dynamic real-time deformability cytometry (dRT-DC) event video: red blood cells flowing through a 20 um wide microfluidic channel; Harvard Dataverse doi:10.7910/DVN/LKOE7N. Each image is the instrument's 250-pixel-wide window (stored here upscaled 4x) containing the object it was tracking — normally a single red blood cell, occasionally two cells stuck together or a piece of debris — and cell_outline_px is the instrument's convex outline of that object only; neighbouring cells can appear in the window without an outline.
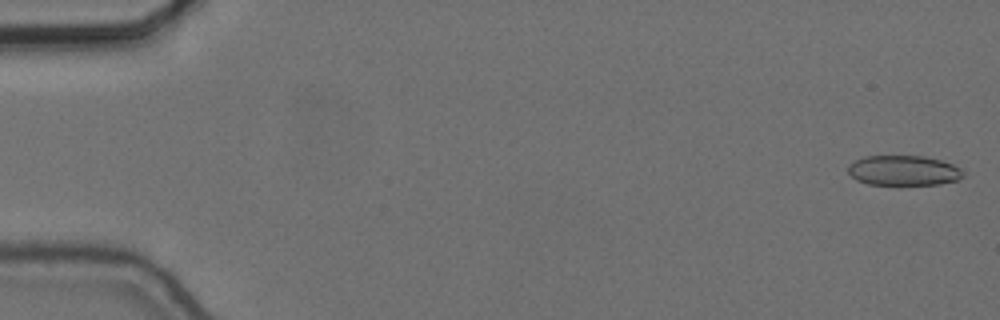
{"species": "common noctule bat (a hibernating species)", "species_latin": "Nyctalus noctula", "temperature_condition": "cold", "stored_images_in_passage": 21, "camera_frame_rate_fps": 3000, "um_per_image_px": 0.085, "animal": {"sex": "female", "body_mass_g": 24.6, "forearm_length_mm": 56.2}, "frame": {"image": 1, "passage_image": 1, "time_ms": 0.0, "image_size_px": [1000, 320], "cell_outline_px": [[964, 176], [956, 180], [940, 184], [868, 184], [856, 180], [848, 172], [848, 164], [864, 156], [924, 156], [940, 160], [952, 164], [960, 168], [964, 172]], "centroid_in_image_um": [76.79, 14.49], "position_along_channel_um": 8.2, "area_um2": 20.06}}
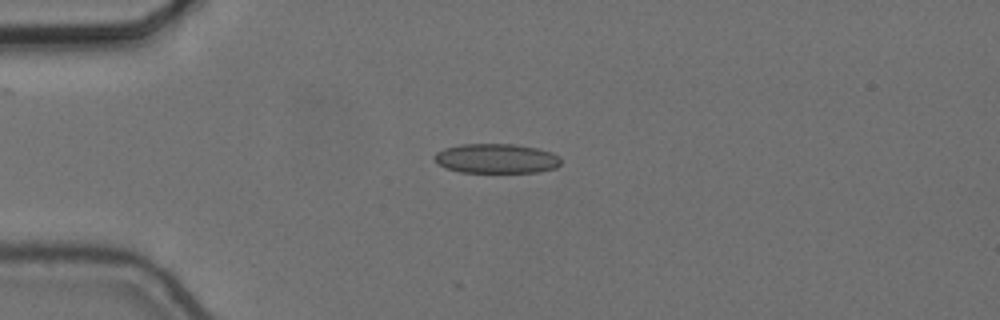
{"frame": {"image": 2, "passage_image": 14, "time_ms": 4.333, "image_size_px": [1000, 320], "cell_outline_px": [[560, 164], [556, 168], [540, 172], [460, 172], [448, 168], [432, 160], [432, 156], [436, 152], [444, 148], [460, 144], [512, 144], [536, 148], [552, 152], [560, 156]], "centroid_in_image_um": [42.18, 13.47], "position_along_channel_um": 42.8, "area_um2": 21.91}}
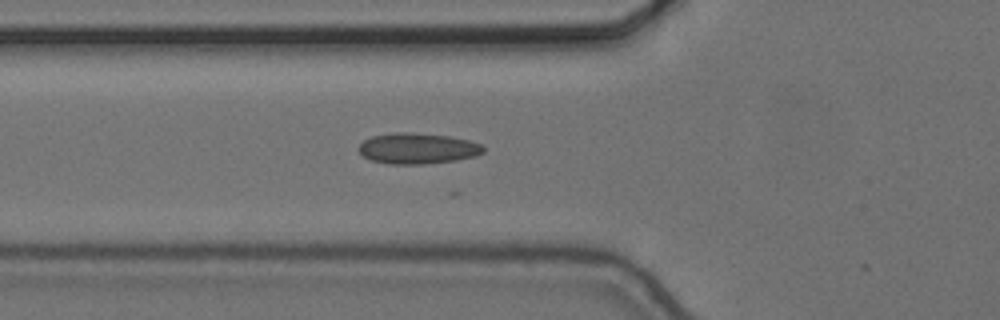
{"frame": {"image": 3, "passage_image": 20, "time_ms": 6.333, "image_size_px": [1000, 320], "cell_outline_px": [[484, 152], [476, 156], [456, 160], [424, 164], [388, 164], [372, 160], [364, 156], [356, 148], [364, 140], [372, 136], [396, 132], [408, 132], [448, 136], [468, 140], [480, 144], [484, 148]], "centroid_in_image_um": [35.48, 12.62], "position_along_channel_um": 90.3, "area_um2": 22.31}}